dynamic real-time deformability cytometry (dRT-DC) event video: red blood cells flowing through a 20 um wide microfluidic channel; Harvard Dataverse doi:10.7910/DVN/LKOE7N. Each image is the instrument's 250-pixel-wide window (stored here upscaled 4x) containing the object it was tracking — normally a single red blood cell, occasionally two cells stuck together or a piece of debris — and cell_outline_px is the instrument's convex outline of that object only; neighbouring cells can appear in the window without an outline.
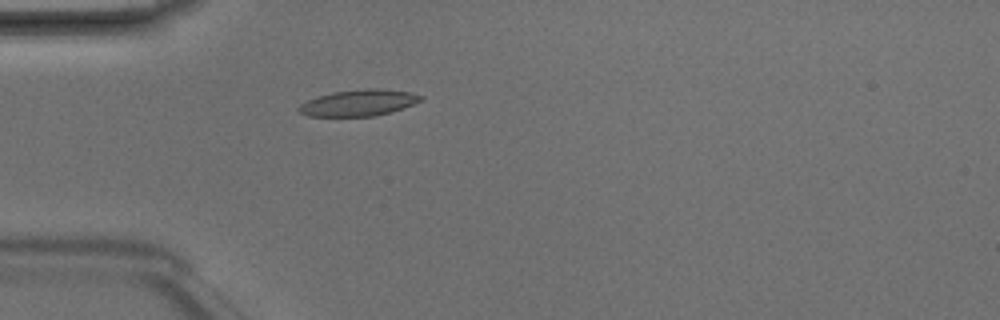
{"species": "Egyptian fruit bat (a non-hibernating species)", "species_latin": "Rousettus aegyptiacus", "temperature_condition": "room temperature", "stored_images_in_passage": 4, "camera_frame_rate_fps": 3000, "um_per_image_px": 0.085, "animal": {"sex": "male"}, "frame": {"image": 1, "passage_image": 4, "time_ms": 1.0, "image_size_px": [1000, 320], "cell_outline_px": [[424, 100], [376, 116], [308, 116], [300, 112], [296, 108], [300, 104], [308, 100], [332, 92], [368, 88], [380, 88], [408, 92], [424, 96]], "centroid_in_image_um": [30.48, 8.73], "position_along_channel_um": 54.5, "area_um2": 18.5}}